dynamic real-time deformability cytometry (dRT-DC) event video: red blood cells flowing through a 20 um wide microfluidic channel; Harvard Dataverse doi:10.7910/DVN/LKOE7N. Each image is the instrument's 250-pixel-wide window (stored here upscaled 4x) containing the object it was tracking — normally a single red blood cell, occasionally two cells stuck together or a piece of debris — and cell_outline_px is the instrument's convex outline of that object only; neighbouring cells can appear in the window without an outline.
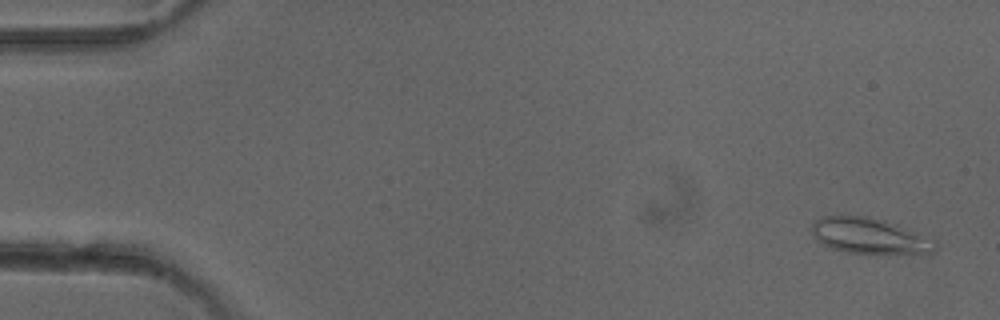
{"species": "common noctule bat (a hibernating species)", "species_latin": "Nyctalus noctula", "temperature_condition": "cold", "stored_images_in_passage": 5, "camera_frame_rate_fps": 3000, "um_per_image_px": 0.085, "animal": {"sex": "female"}, "frame": {"image": 1, "passage_image": 1, "time_ms": 0.0, "image_size_px": [1000, 320], "cell_outline_px": [[940, 248], [936, 252], [848, 252], [828, 248], [816, 240], [812, 232], [812, 220], [824, 216], [868, 216], [884, 220], [896, 224], [936, 240], [940, 244]], "centroid_in_image_um": [73.89, 20.03], "position_along_channel_um": 11.1, "area_um2": 25.49}}